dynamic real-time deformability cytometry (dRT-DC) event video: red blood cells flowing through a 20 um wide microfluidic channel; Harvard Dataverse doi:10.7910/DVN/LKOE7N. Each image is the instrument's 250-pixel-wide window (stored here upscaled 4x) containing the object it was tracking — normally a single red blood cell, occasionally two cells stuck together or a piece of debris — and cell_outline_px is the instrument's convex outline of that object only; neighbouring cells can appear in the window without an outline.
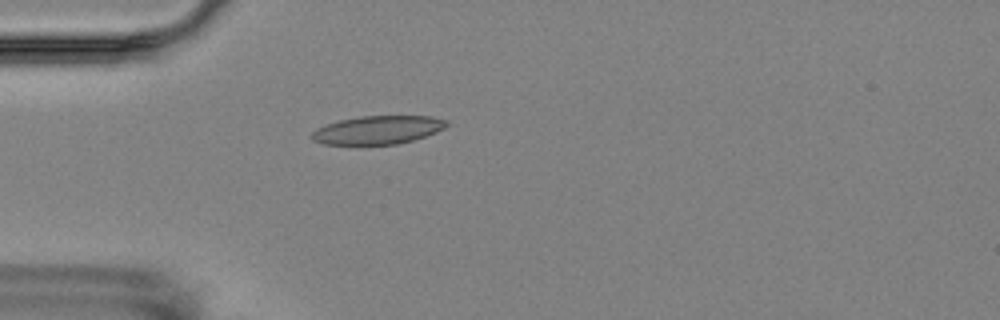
{"species": "Egyptian fruit bat (a non-hibernating species)", "species_latin": "Rousettus aegyptiacus", "temperature_condition": "room temperature", "stored_images_in_passage": 4, "camera_frame_rate_fps": 3000, "um_per_image_px": 0.085, "animal": {"sex": "female"}, "frame": {"image": 1, "passage_image": 4, "time_ms": 3.333, "image_size_px": [1000, 320], "cell_outline_px": [[448, 124], [444, 128], [436, 132], [412, 140], [396, 144], [324, 144], [312, 140], [308, 136], [316, 128], [340, 120], [360, 116], [432, 116], [448, 120]], "centroid_in_image_um": [32.1, 11.04], "position_along_channel_um": 52.9, "area_um2": 22.2}}